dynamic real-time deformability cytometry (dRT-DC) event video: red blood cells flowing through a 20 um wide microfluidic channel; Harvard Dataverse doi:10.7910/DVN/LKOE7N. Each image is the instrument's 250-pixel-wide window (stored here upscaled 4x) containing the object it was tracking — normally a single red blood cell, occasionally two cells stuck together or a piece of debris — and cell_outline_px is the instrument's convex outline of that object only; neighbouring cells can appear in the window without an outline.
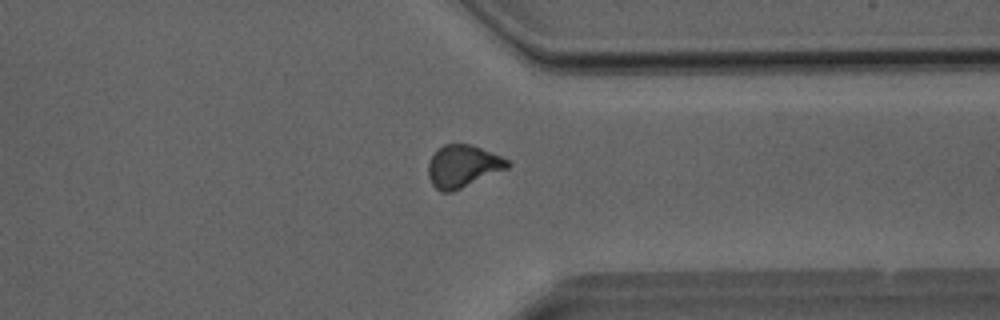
{"species": "Egyptian fruit bat (a non-hibernating species)", "species_latin": "Rousettus aegyptiacus", "temperature_condition": "room temperature", "stored_images_in_passage": 36, "camera_frame_rate_fps": 3000, "um_per_image_px": 0.085, "animal": {"sex": "male"}, "frame": {"image": 1, "passage_image": 28, "time_ms": 9.0, "image_size_px": [1000, 320], "cell_outline_px": [[512, 164], [508, 168], [452, 192], [440, 192], [432, 184], [428, 176], [428, 164], [432, 156], [444, 144], [472, 144], [500, 156], [508, 160]], "centroid_in_image_um": [39.34, 14.13], "position_along_channel_um": 372.1, "area_um2": 19.42}}
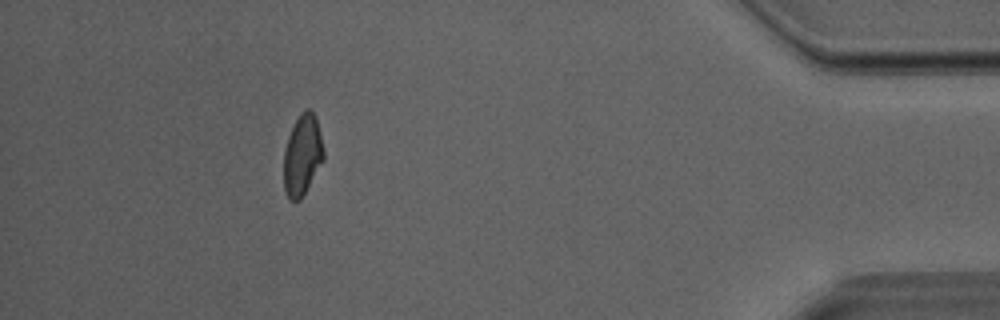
{"frame": {"image": 2, "passage_image": 33, "time_ms": 10.667, "image_size_px": [1000, 320], "cell_outline_px": [[324, 160], [300, 200], [288, 200], [284, 188], [284, 148], [288, 136], [300, 112], [304, 108], [308, 108], [316, 116], [324, 152]], "centroid_in_image_um": [25.69, 13.17], "position_along_channel_um": 409.5, "area_um2": 18.79}}